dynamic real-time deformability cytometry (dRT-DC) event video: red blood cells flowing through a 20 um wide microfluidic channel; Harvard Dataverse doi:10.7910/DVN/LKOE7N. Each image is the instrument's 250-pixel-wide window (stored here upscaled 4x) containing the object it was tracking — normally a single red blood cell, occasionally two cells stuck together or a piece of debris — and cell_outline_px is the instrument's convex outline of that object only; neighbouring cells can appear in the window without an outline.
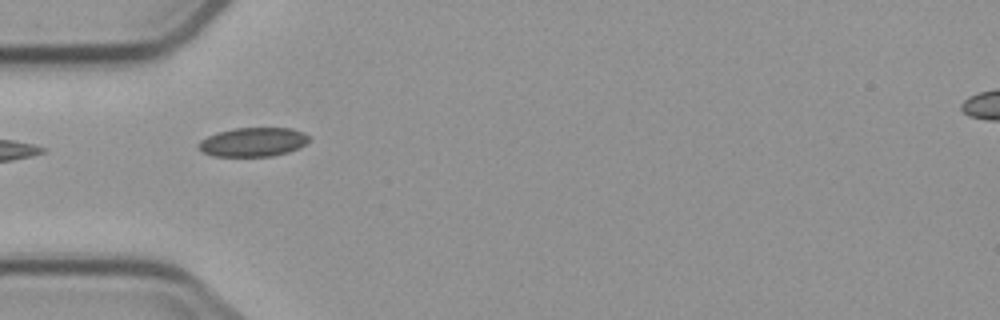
{"species": "common noctule bat (a hibernating species)", "species_latin": "Nyctalus noctula", "temperature_condition": "cold", "stored_images_in_passage": 2, "camera_frame_rate_fps": 3000, "um_per_image_px": 0.085, "animal": {"sex": "male", "body_mass_g": 23.1, "forearm_length_mm": 52.7}, "frame": {"image": 1, "passage_image": 1, "time_ms": 0.0, "image_size_px": [1000, 320], "cell_outline_px": [[312, 140], [300, 148], [288, 152], [272, 156], [212, 156], [204, 152], [196, 144], [200, 140], [216, 132], [232, 128], [292, 128], [304, 132]], "centroid_in_image_um": [21.54, 12.06], "position_along_channel_um": 63.5, "area_um2": 18.9}}
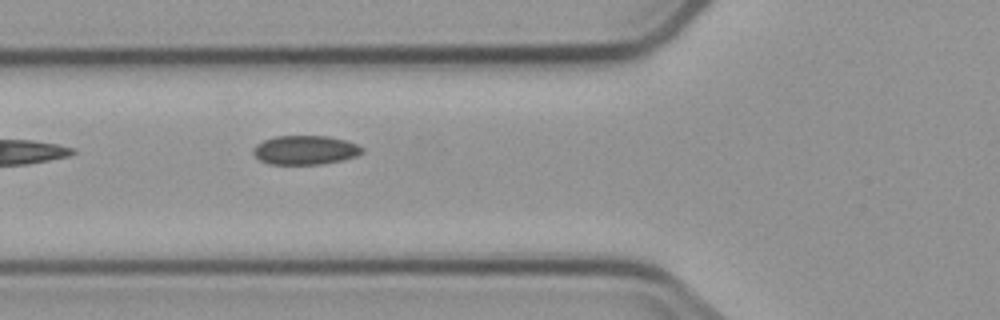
{"frame": {"image": 2, "passage_image": 2, "time_ms": 1.0, "image_size_px": [1000, 320], "cell_outline_px": [[364, 152], [356, 156], [340, 160], [320, 164], [268, 164], [260, 160], [252, 152], [252, 148], [256, 144], [264, 140], [276, 136], [328, 136], [344, 140], [356, 144], [364, 148]], "centroid_in_image_um": [25.92, 12.75], "position_along_channel_um": 99.9, "area_um2": 18.38}}